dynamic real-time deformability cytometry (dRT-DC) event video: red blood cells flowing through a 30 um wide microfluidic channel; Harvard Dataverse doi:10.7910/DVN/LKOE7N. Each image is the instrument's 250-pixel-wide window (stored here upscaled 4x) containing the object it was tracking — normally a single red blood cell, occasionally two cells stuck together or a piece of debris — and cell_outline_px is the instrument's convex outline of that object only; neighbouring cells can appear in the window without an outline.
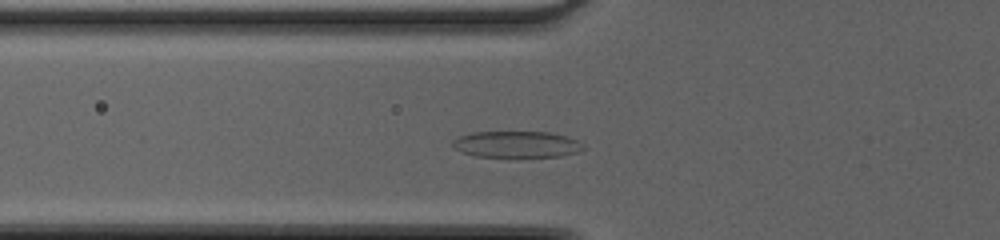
{"species": "common noctule bat (a hibernating species)", "species_latin": "Nyctalus noctula", "temperature_condition": "cold", "stored_images_in_passage": 39, "camera_frame_rate_fps": 3000, "um_per_image_px": 0.085, "animal": {"sex": "female", "body_mass_g": 20.0, "forearm_length_mm": 54.0}, "frame": {"image": 1, "passage_image": 9, "time_ms": 2.667, "image_size_px": [1000, 240], "cell_outline_px": [[584, 148], [576, 152], [560, 156], [476, 156], [452, 148], [452, 140], [460, 136], [472, 132], [548, 132], [568, 136], [584, 144]], "centroid_in_image_um": [43.9, 12.25], "position_along_channel_um": 81.9, "area_um2": 19.88}}
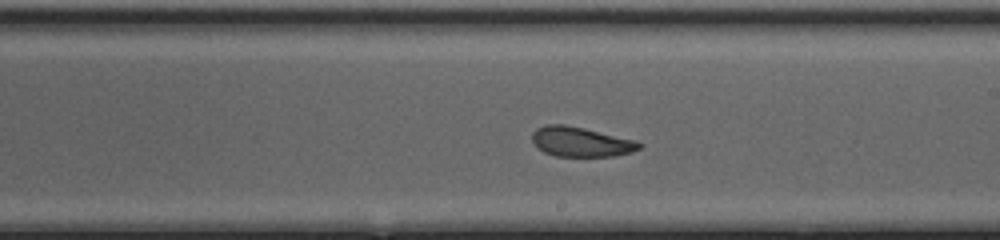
{"frame": {"image": 2, "passage_image": 20, "time_ms": 6.333, "image_size_px": [1000, 240], "cell_outline_px": [[644, 144], [640, 148], [632, 152], [612, 156], [556, 156], [544, 152], [532, 140], [532, 132], [536, 128], [548, 124], [564, 124], [584, 128], [636, 140]], "centroid_in_image_um": [49.39, 12.05], "position_along_channel_um": 239.6, "area_um2": 18.5}}
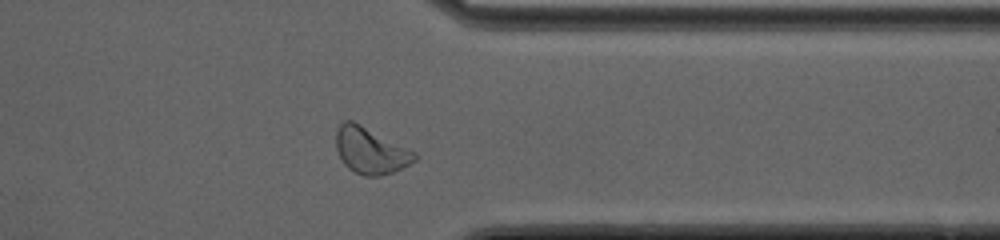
{"frame": {"image": 3, "passage_image": 30, "time_ms": 9.667, "image_size_px": [1000, 240], "cell_outline_px": [[416, 160], [392, 172], [380, 176], [364, 176], [352, 172], [344, 164], [336, 148], [336, 132], [340, 124], [344, 120], [352, 120], [416, 152]], "centroid_in_image_um": [31.46, 12.81], "position_along_channel_um": 379.9, "area_um2": 20.98}, "authors_computed_cell_mechanics": {"area_um2": 19.8832, "velocity_mm_per_s": 4.2832, "shape_relaxation_time_tau1_ms": 4.2399, "shape_relaxation_time_tau2_ms": 1.653, "deformation_change_tau1": 0.1534, "deformation_change_tau2": 0.0912}}